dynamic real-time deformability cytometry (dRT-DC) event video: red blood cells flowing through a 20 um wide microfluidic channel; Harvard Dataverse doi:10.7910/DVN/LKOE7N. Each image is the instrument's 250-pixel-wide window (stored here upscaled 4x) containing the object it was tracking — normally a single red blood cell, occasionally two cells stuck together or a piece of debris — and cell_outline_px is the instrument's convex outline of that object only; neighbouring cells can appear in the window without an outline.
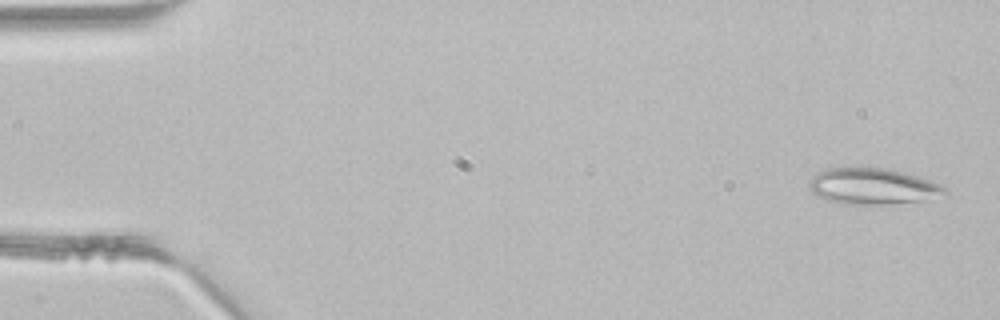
{"species": "common noctule bat (a hibernating species)", "species_latin": "Nyctalus noctula", "temperature_condition": "room temperature", "stored_images_in_passage": 5, "camera_frame_rate_fps": 3000, "um_per_image_px": 0.085, "animal": {"sex": "male", "body_mass_g": 21.5, "forearm_length_mm": 52.0}, "frame": {"image": 1, "passage_image": 1, "time_ms": 0.0, "image_size_px": [1000, 320], "cell_outline_px": [[948, 192], [920, 200], [888, 204], [852, 204], [828, 200], [812, 192], [808, 184], [808, 180], [812, 176], [828, 168], [884, 168], [904, 172], [940, 184], [948, 188]], "centroid_in_image_um": [74.15, 15.82], "position_along_channel_um": 10.9, "area_um2": 27.92}}